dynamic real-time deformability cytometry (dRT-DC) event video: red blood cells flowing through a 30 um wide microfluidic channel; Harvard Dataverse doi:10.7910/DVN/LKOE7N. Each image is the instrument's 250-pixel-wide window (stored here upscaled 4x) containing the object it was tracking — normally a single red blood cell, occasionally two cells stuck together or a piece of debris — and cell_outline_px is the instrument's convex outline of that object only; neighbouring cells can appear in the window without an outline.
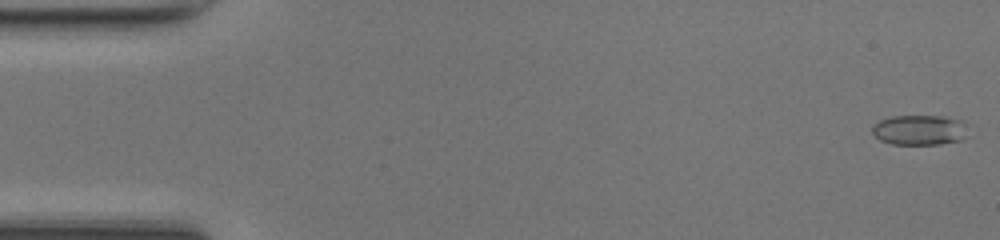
{"species": "common noctule bat (a hibernating species)", "species_latin": "Nyctalus noctula", "temperature_condition": "room temperature", "stored_images_in_passage": 49, "camera_frame_rate_fps": 3000, "um_per_image_px": 0.085, "animal": {"sex": "female", "body_mass_g": 17.0, "forearm_length_mm": 48.0}, "frame": {"image": 1, "passage_image": 1, "time_ms": 0.0, "image_size_px": [1000, 240], "cell_outline_px": [[968, 136], [964, 140], [940, 144], [892, 144], [880, 140], [872, 132], [872, 124], [888, 116], [944, 116], [964, 120]], "centroid_in_image_um": [78.2, 11.04], "position_along_channel_um": 6.8, "area_um2": 17.17}}
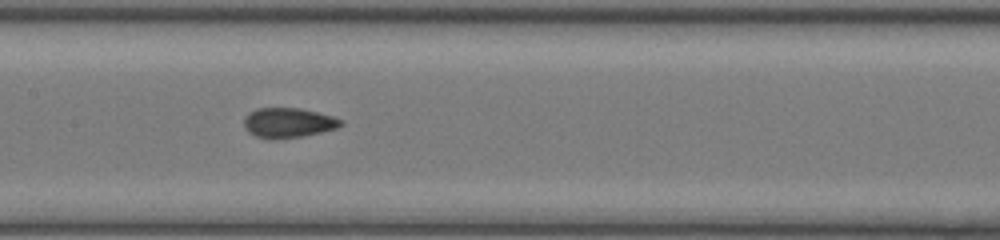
{"frame": {"image": 2, "passage_image": 24, "time_ms": 7.667, "image_size_px": [1000, 240], "cell_outline_px": [[344, 124], [336, 128], [304, 136], [256, 136], [248, 132], [244, 128], [244, 116], [248, 112], [256, 108], [300, 108], [332, 116], [344, 120]], "centroid_in_image_um": [24.51, 10.38], "position_along_channel_um": 182.9, "area_um2": 16.36}}
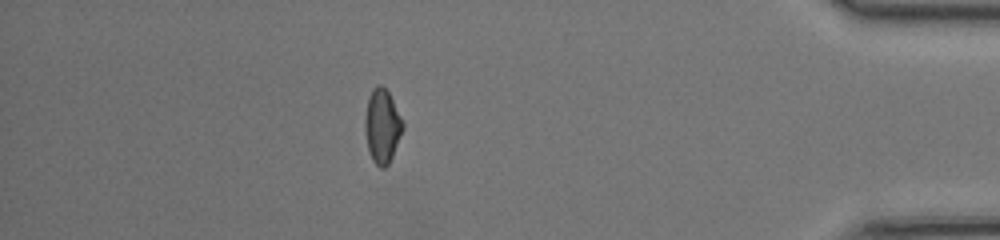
{"frame": {"image": 3, "passage_image": 43, "time_ms": 14.0, "image_size_px": [1000, 240], "cell_outline_px": [[404, 128], [392, 156], [388, 164], [384, 168], [380, 168], [372, 160], [368, 152], [364, 128], [364, 116], [368, 96], [372, 88], [376, 84], [380, 84], [388, 92], [404, 124]], "centroid_in_image_um": [32.45, 10.71], "position_along_channel_um": 402.7, "area_um2": 16.42}, "authors_computed_cell_mechanics": {"area_um2": 16.3574, "velocity_mm_per_s": 4.2367, "shape_relaxation_time_tau1_ms": null, "shape_relaxation_time_tau2_ms": 0.7781, "deformation_change_tau1": null, "deformation_change_tau2": 0.0542}}